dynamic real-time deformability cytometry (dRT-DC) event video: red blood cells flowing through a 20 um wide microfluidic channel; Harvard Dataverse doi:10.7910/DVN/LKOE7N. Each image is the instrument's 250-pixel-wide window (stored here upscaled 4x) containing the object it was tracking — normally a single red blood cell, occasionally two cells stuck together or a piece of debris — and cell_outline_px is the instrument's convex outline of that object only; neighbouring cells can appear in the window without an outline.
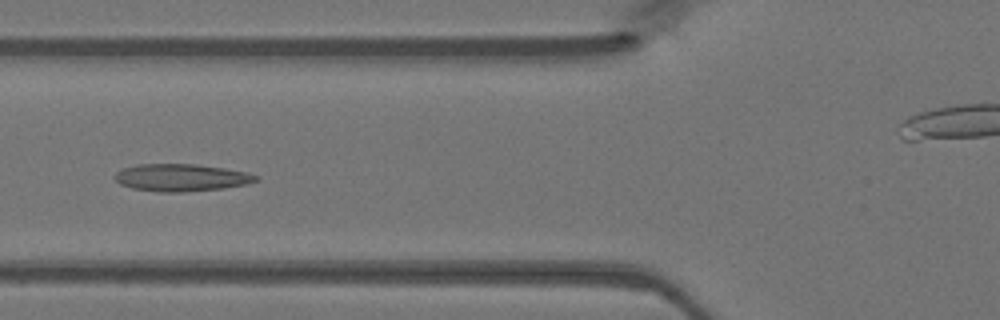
{"species": "Egyptian fruit bat (a non-hibernating species)", "species_latin": "Rousettus aegyptiacus", "temperature_condition": "warm", "stored_images_in_passage": 48, "camera_frame_rate_fps": 3000, "um_per_image_px": 0.085, "animal": {"sex": "female"}, "frame": {"image": 1, "passage_image": 18, "time_ms": 5.667, "image_size_px": [1000, 320], "cell_outline_px": [[260, 180], [244, 184], [224, 188], [184, 192], [160, 192], [132, 188], [120, 184], [116, 180], [116, 172], [120, 168], [136, 164], [196, 164], [224, 168], [248, 172], [260, 176]], "centroid_in_image_um": [15.42, 15.09], "position_along_channel_um": 110.4, "area_um2": 22.6}}
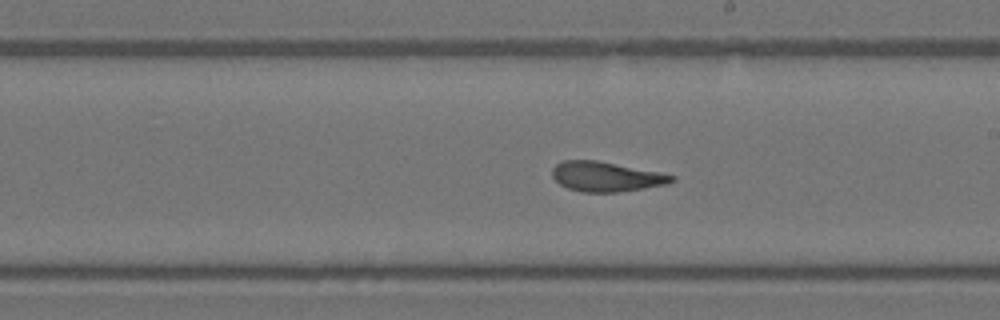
{"frame": {"image": 2, "passage_image": 27, "time_ms": 8.667, "image_size_px": [1000, 320], "cell_outline_px": [[676, 180], [668, 184], [644, 188], [616, 192], [580, 192], [568, 188], [560, 184], [552, 176], [552, 168], [556, 164], [564, 160], [596, 160], [660, 172], [676, 176]], "centroid_in_image_um": [51.53, 15.01], "position_along_channel_um": 237.5, "area_um2": 20.75}}
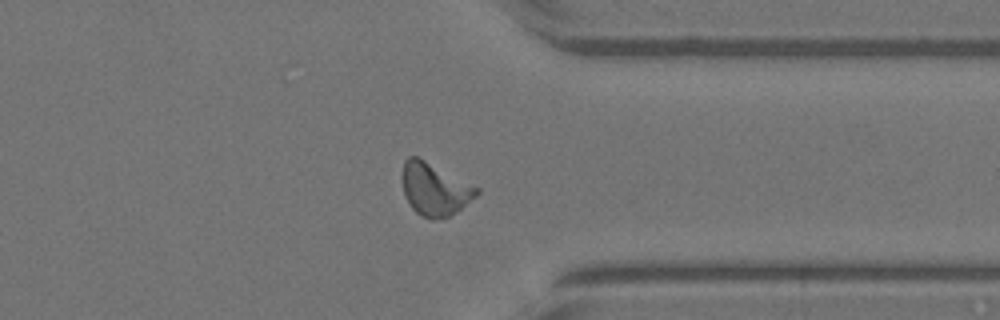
{"frame": {"image": 3, "passage_image": 37, "time_ms": 12.0, "image_size_px": [1000, 320], "cell_outline_px": [[480, 192], [476, 196], [460, 208], [448, 216], [432, 220], [420, 216], [412, 208], [404, 196], [400, 176], [404, 160], [408, 156], [416, 156], [480, 188]], "centroid_in_image_um": [36.89, 16.07], "position_along_channel_um": 374.5, "area_um2": 22.77}}